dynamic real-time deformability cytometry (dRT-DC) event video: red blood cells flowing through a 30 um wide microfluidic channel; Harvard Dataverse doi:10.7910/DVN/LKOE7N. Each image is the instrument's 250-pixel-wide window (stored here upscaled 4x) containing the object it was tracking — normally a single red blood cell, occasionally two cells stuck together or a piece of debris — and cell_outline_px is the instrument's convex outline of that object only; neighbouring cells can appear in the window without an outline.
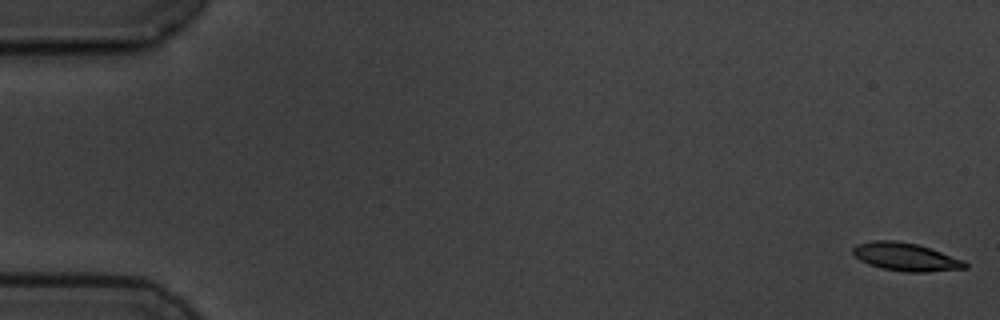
{"species": "common noctule bat (a hibernating species)", "species_latin": "Nyctalus noctula", "temperature_condition": "cold", "stored_images_in_passage": 7, "camera_frame_rate_fps": 3000, "um_per_image_px": 0.085, "animal": {"sex": "male", "body_mass_g": 19.5, "forearm_length_mm": 54.6}, "frame": {"image": 1, "passage_image": 1, "time_ms": 0.0, "image_size_px": [1000, 320], "cell_outline_px": [[968, 268], [928, 272], [904, 272], [880, 268], [868, 264], [860, 260], [852, 252], [852, 248], [856, 244], [872, 240], [892, 240], [916, 244], [964, 260], [968, 264]], "centroid_in_image_um": [76.96, 21.84], "position_along_channel_um": 8.0, "area_um2": 18.32}}
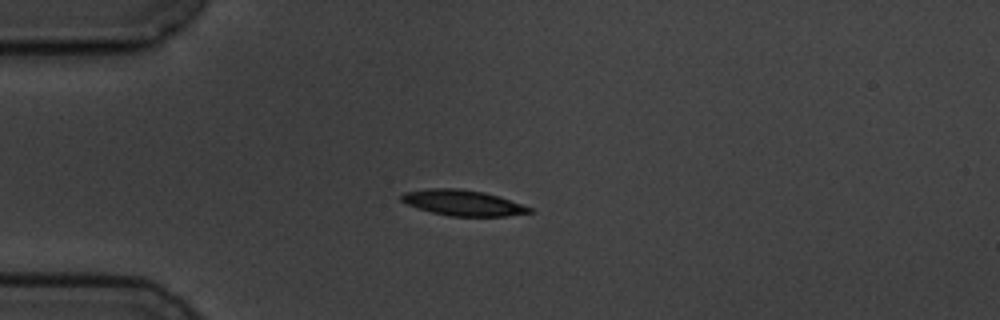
{"frame": {"image": 2, "passage_image": 5, "time_ms": 4.667, "image_size_px": [1000, 320], "cell_outline_px": [[536, 212], [508, 216], [448, 216], [432, 212], [408, 204], [400, 200], [400, 196], [404, 192], [428, 188], [460, 188], [484, 192], [532, 208]], "centroid_in_image_um": [39.34, 17.24], "position_along_channel_um": 45.7, "area_um2": 19.02}}
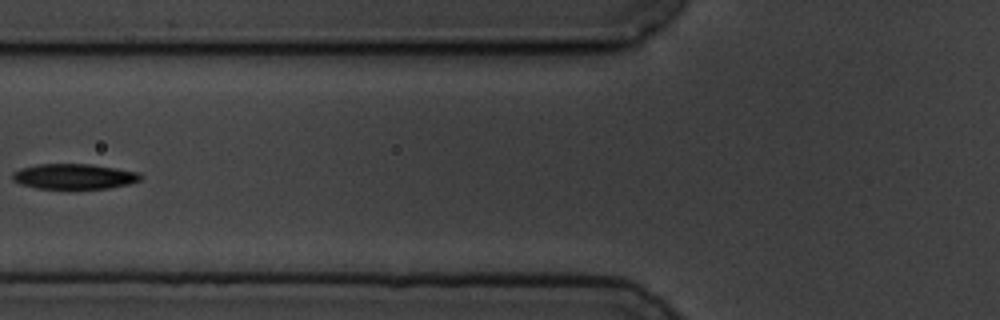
{"frame": {"image": 3, "passage_image": 7, "time_ms": 7.333, "image_size_px": [1000, 320], "cell_outline_px": [[144, 176], [140, 180], [128, 184], [108, 188], [36, 188], [20, 184], [12, 180], [12, 172], [20, 168], [36, 164], [92, 164], [140, 172]], "centroid_in_image_um": [6.29, 14.98], "position_along_channel_um": 119.5, "area_um2": 18.96}}